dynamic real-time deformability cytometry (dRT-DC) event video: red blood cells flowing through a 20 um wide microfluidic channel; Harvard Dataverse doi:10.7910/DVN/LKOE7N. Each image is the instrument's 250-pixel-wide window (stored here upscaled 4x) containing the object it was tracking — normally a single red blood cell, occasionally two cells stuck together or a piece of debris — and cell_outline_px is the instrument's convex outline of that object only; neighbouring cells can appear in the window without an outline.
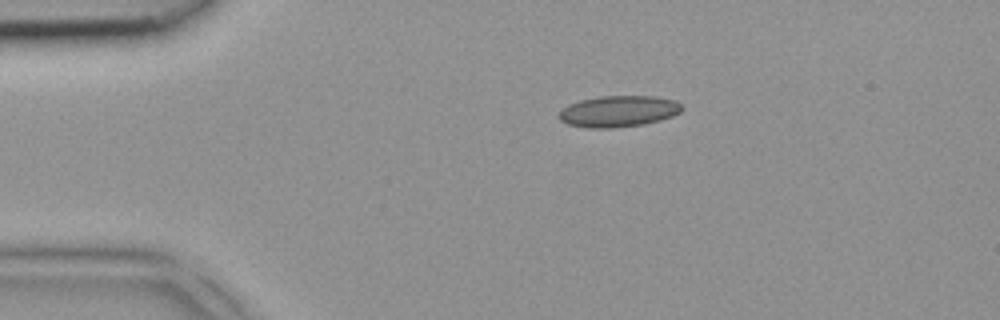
{"species": "common noctule bat (a hibernating species)", "species_latin": "Nyctalus noctula", "temperature_condition": "room temperature", "stored_images_in_passage": 2, "camera_frame_rate_fps": 3000, "um_per_image_px": 0.085, "animal": {"sex": "female", "body_mass_g": 18.4}, "frame": {"image": 1, "passage_image": 1, "time_ms": 0.0, "image_size_px": [1000, 320], "cell_outline_px": [[684, 108], [680, 112], [672, 116], [660, 120], [644, 124], [612, 128], [588, 128], [568, 124], [560, 120], [556, 116], [568, 104], [580, 100], [600, 96], [656, 96], [676, 100]], "centroid_in_image_um": [52.57, 9.46], "position_along_channel_um": 32.4, "area_um2": 22.54}}